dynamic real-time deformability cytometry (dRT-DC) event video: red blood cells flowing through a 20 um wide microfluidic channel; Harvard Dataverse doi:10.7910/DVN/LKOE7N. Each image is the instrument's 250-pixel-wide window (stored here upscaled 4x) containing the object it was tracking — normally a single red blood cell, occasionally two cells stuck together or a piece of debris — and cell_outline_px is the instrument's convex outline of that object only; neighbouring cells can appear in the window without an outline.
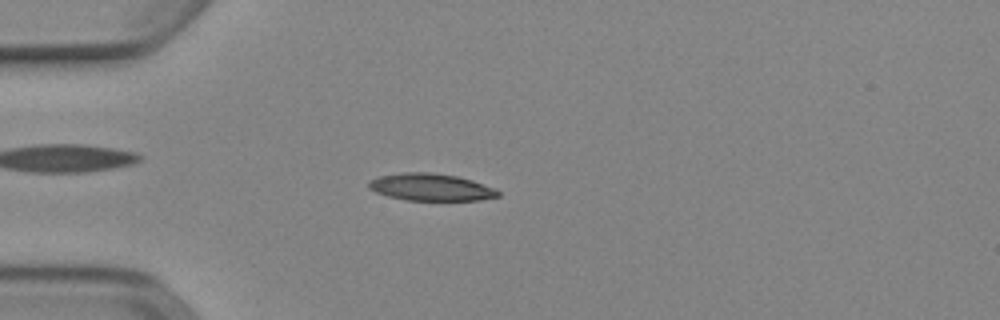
{"species": "Egyptian fruit bat (a non-hibernating species)", "species_latin": "Rousettus aegyptiacus", "temperature_condition": "cold", "stored_images_in_passage": 52, "camera_frame_rate_fps": 3000, "um_per_image_px": 0.085, "animal": {"sex": "female"}, "frame": {"image": 1, "passage_image": 14, "time_ms": 4.333, "image_size_px": [1000, 320], "cell_outline_px": [[500, 196], [480, 200], [408, 200], [388, 196], [376, 192], [368, 188], [368, 180], [376, 176], [400, 172], [432, 172], [456, 176], [472, 180], [496, 188], [500, 192]], "centroid_in_image_um": [36.6, 15.9], "position_along_channel_um": 48.4, "area_um2": 20.69}}
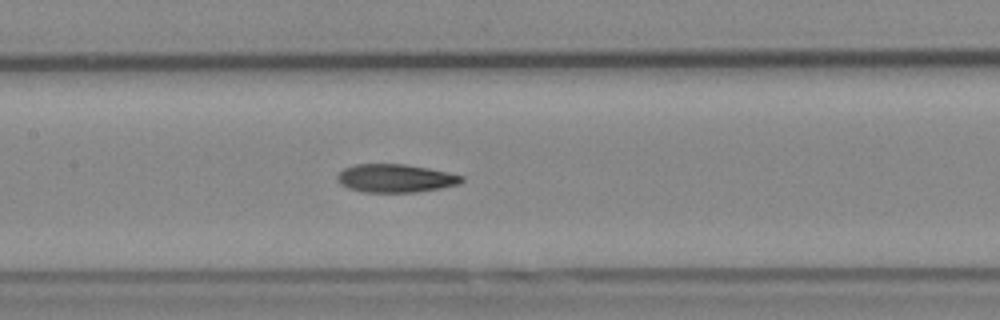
{"frame": {"image": 2, "passage_image": 25, "time_ms": 8.0, "image_size_px": [1000, 320], "cell_outline_px": [[464, 180], [460, 184], [440, 188], [416, 192], [364, 192], [348, 188], [340, 184], [336, 180], [336, 176], [344, 168], [356, 164], [404, 164], [428, 168], [448, 172], [464, 176]], "centroid_in_image_um": [33.61, 15.15], "position_along_channel_um": 173.8, "area_um2": 20.52}}
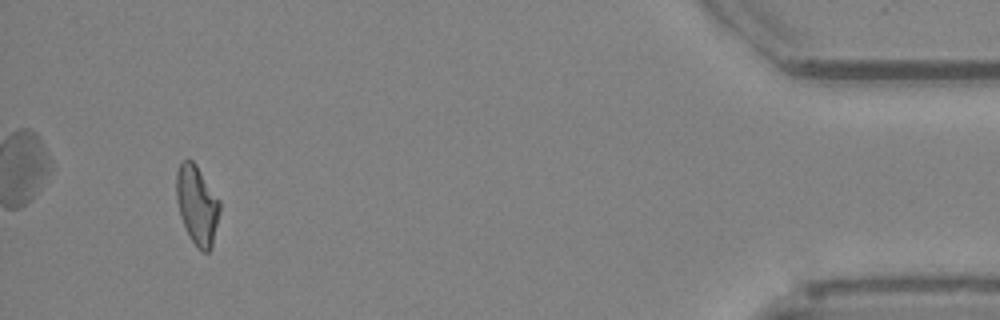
{"frame": {"image": 3, "passage_image": 49, "time_ms": 16.0, "image_size_px": [1000, 320], "cell_outline_px": [[220, 212], [212, 248], [208, 252], [200, 252], [188, 236], [180, 216], [176, 200], [176, 172], [180, 164], [184, 160], [192, 160], [196, 164], [220, 200]], "centroid_in_image_um": [16.75, 17.46], "position_along_channel_um": 418.4, "area_um2": 20.29}, "authors_computed_cell_mechanics": {"area_um2": 20.2011, "velocity_mm_per_s": 3.8978, "shape_relaxation_time_tau1_ms": null, "shape_relaxation_time_tau2_ms": 5.2332, "deformation_change_tau1": null, "deformation_change_tau2": 0.1468}}